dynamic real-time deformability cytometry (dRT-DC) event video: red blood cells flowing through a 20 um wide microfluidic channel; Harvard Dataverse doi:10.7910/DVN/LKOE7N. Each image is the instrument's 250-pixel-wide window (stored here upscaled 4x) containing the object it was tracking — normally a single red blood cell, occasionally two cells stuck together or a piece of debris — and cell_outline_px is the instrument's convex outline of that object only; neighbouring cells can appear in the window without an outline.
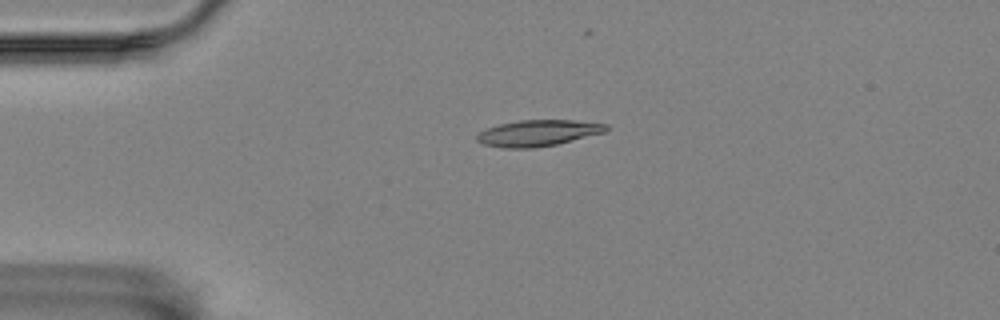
{"species": "Egyptian fruit bat (a non-hibernating species)", "species_latin": "Rousettus aegyptiacus", "temperature_condition": "room temperature", "stored_images_in_passage": 3, "camera_frame_rate_fps": 3000, "um_per_image_px": 0.085, "animal": {"sex": "female"}, "frame": {"image": 1, "passage_image": 2, "time_ms": 1.333, "image_size_px": [1000, 320], "cell_outline_px": [[608, 128], [604, 132], [556, 144], [532, 148], [504, 148], [484, 144], [476, 140], [476, 136], [484, 128], [500, 124], [520, 120], [572, 120], [608, 124]], "centroid_in_image_um": [45.69, 11.3], "position_along_channel_um": 39.3, "area_um2": 19.54}}